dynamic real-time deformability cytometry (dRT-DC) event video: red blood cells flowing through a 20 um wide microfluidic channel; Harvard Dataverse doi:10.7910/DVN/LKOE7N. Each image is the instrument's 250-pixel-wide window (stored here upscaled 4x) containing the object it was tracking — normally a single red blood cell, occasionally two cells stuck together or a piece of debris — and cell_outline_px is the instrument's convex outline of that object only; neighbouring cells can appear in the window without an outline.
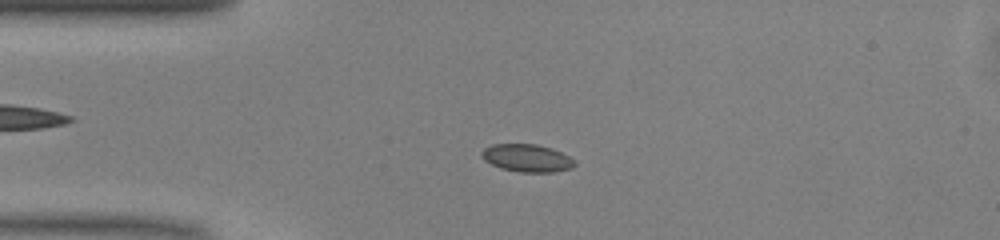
{"species": "common noctule bat (a hibernating species)", "species_latin": "Nyctalus noctula", "temperature_condition": "warm", "stored_images_in_passage": 49, "camera_frame_rate_fps": 3000, "um_per_image_px": 0.085, "animal": {"sex": "male", "body_mass_g": 13.0, "forearm_length_mm": 53.1}, "frame": {"image": 1, "passage_image": 11, "time_ms": 3.333, "image_size_px": [1000, 240], "cell_outline_px": [[576, 164], [572, 168], [552, 172], [520, 172], [500, 168], [484, 160], [480, 156], [480, 152], [484, 148], [492, 144], [536, 144], [552, 148], [576, 160]], "centroid_in_image_um": [44.78, 13.43], "position_along_channel_um": 40.2, "area_um2": 15.09}}
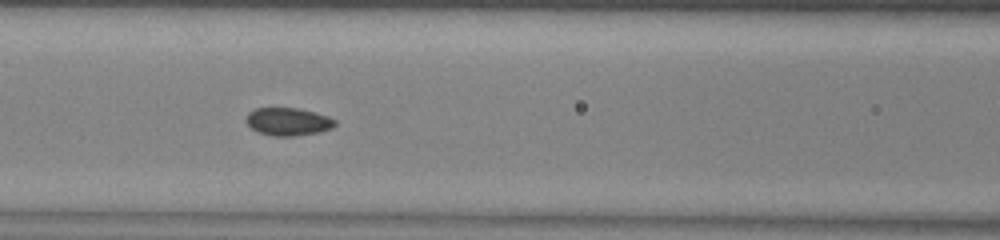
{"frame": {"image": 2, "passage_image": 20, "time_ms": 6.333, "image_size_px": [1000, 240], "cell_outline_px": [[336, 124], [332, 128], [320, 132], [296, 136], [272, 136], [256, 132], [244, 120], [248, 112], [256, 108], [296, 108], [328, 116], [336, 120]], "centroid_in_image_um": [24.46, 10.35], "position_along_channel_um": 142.1, "area_um2": 14.51}}
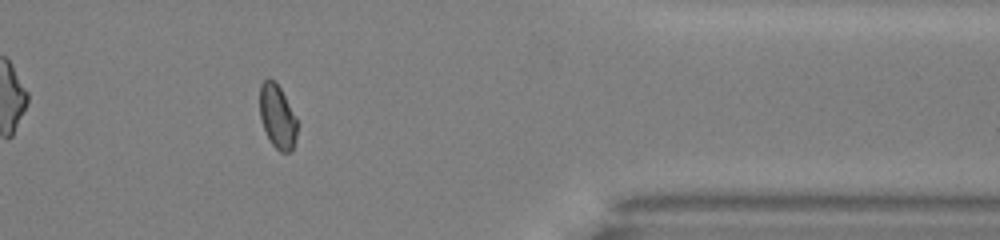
{"frame": {"image": 3, "passage_image": 40, "time_ms": 13.0, "image_size_px": [1000, 240], "cell_outline_px": [[296, 140], [292, 148], [288, 152], [280, 152], [272, 144], [264, 128], [260, 116], [260, 84], [268, 76], [276, 80], [296, 116]], "centroid_in_image_um": [23.57, 9.85], "position_along_channel_um": 387.8, "area_um2": 13.93}, "authors_computed_cell_mechanics": {"area_um2": 14.6812, "velocity_mm_per_s": 4.0818, "shape_relaxation_time_tau1_ms": 4.3335, "shape_relaxation_time_tau2_ms": 1.6013, "deformation_change_tau1": 0.0681, "deformation_change_tau2": 0.039}}